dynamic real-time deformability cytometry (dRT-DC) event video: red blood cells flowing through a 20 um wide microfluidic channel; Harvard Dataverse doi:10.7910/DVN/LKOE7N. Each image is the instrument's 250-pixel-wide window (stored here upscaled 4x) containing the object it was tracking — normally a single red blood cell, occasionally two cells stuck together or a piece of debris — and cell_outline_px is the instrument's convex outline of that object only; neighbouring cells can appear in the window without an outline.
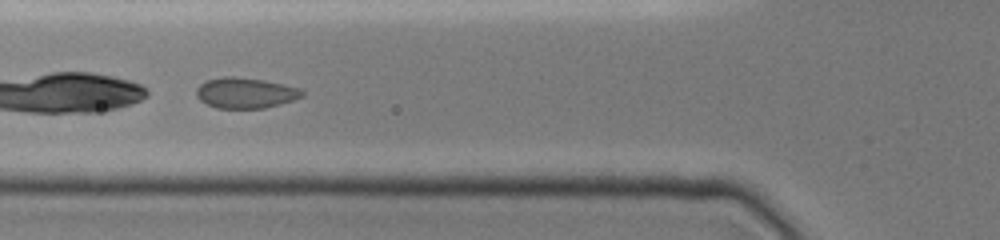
{"species": "common noctule bat (a hibernating species)", "species_latin": "Nyctalus noctula", "temperature_condition": "cold", "stored_images_in_passage": 25, "camera_frame_rate_fps": 3000, "um_per_image_px": 0.085, "animal": {"sex": "female", "body_mass_g": 19.0, "forearm_length_mm": 51.5}, "frame": {"image": 1, "passage_image": 12, "time_ms": 5.333, "image_size_px": [1000, 240], "cell_outline_px": [[304, 96], [280, 104], [264, 108], [216, 108], [200, 100], [196, 96], [196, 88], [204, 80], [224, 76], [232, 76], [264, 80], [300, 88], [304, 92]], "centroid_in_image_um": [20.84, 7.89], "position_along_channel_um": 105.0, "area_um2": 18.9}}
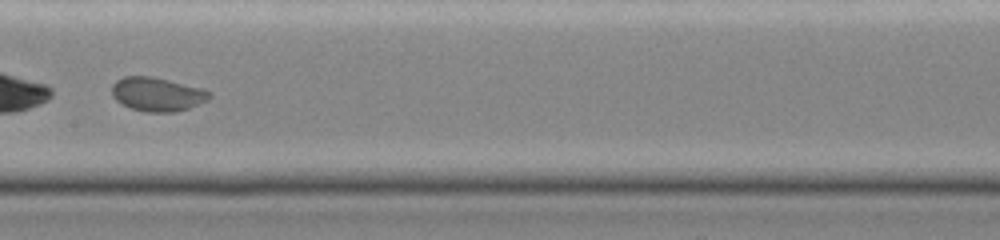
{"frame": {"image": 2, "passage_image": 14, "time_ms": 7.667, "image_size_px": [1000, 240], "cell_outline_px": [[212, 96], [208, 100], [188, 108], [172, 112], [148, 112], [132, 108], [120, 104], [112, 96], [112, 84], [116, 80], [124, 76], [152, 76], [204, 88]], "centroid_in_image_um": [13.35, 8.0], "position_along_channel_um": 194.1, "area_um2": 19.31}}
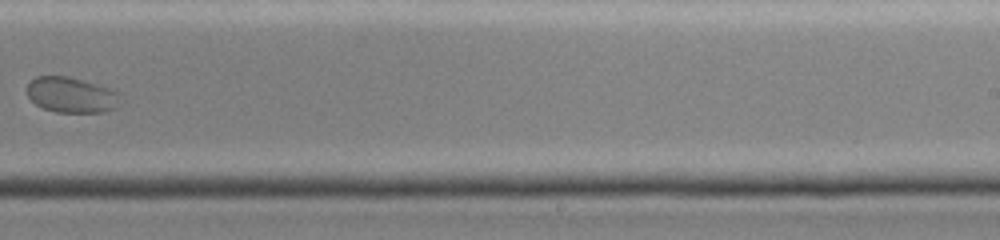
{"frame": {"image": 3, "passage_image": 17, "time_ms": 10.0, "image_size_px": [1000, 240], "cell_outline_px": [[124, 100], [116, 108], [104, 112], [56, 112], [44, 108], [36, 104], [28, 96], [28, 84], [36, 76], [68, 76], [108, 88], [116, 92]], "centroid_in_image_um": [6.1, 8.08], "position_along_channel_um": 282.9, "area_um2": 19.19}}